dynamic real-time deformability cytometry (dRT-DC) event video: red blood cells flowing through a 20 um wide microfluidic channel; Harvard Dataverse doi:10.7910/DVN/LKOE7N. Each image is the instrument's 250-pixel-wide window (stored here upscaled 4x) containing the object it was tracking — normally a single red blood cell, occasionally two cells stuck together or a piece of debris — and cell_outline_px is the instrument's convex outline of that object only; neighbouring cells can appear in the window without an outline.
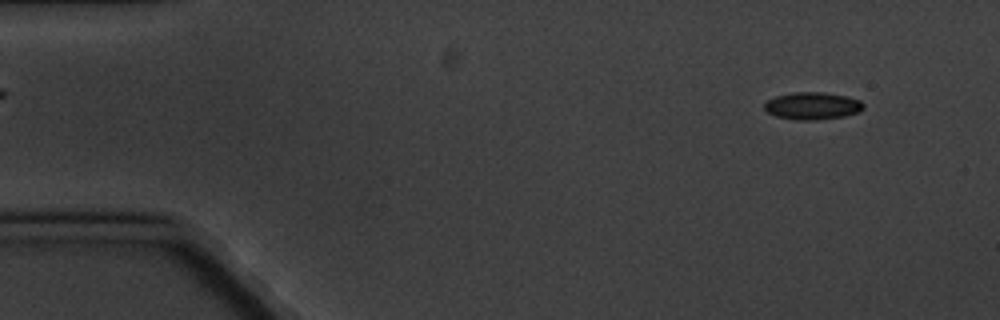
{"species": "common noctule bat (a hibernating species)", "species_latin": "Nyctalus noctula", "temperature_condition": "cold", "stored_images_in_passage": 5, "camera_frame_rate_fps": 3000, "um_per_image_px": 0.085, "animal": {"sex": "male", "body_mass_g": 20.1, "forearm_length_mm": 53.5}, "frame": {"image": 1, "passage_image": 1, "time_ms": 0.0, "image_size_px": [1000, 320], "cell_outline_px": [[864, 108], [860, 112], [844, 116], [816, 120], [796, 120], [776, 116], [768, 112], [764, 108], [764, 104], [768, 100], [776, 96], [792, 92], [820, 92], [848, 96], [860, 100], [864, 104]], "centroid_in_image_um": [69.08, 9.0], "position_along_channel_um": 15.9, "area_um2": 15.84}}
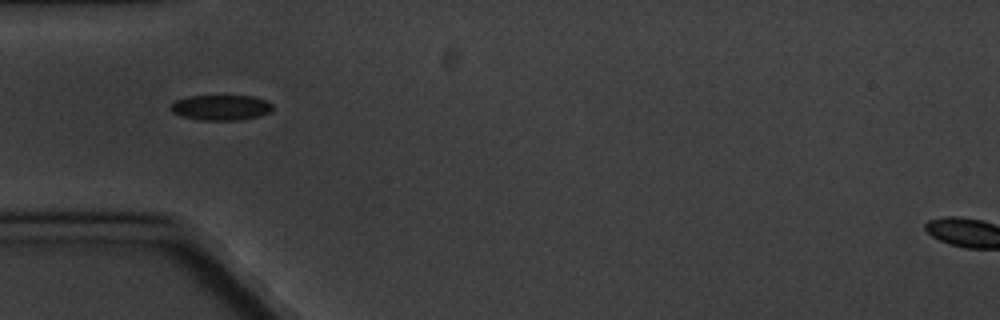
{"frame": {"image": 2, "passage_image": 4, "time_ms": 4.333, "image_size_px": [1000, 320], "cell_outline_px": [[272, 108], [268, 112], [260, 116], [236, 120], [204, 120], [180, 116], [172, 112], [168, 108], [176, 100], [188, 96], [252, 96], [268, 100], [272, 104]], "centroid_in_image_um": [18.76, 9.13], "position_along_channel_um": 66.2, "area_um2": 15.03}}